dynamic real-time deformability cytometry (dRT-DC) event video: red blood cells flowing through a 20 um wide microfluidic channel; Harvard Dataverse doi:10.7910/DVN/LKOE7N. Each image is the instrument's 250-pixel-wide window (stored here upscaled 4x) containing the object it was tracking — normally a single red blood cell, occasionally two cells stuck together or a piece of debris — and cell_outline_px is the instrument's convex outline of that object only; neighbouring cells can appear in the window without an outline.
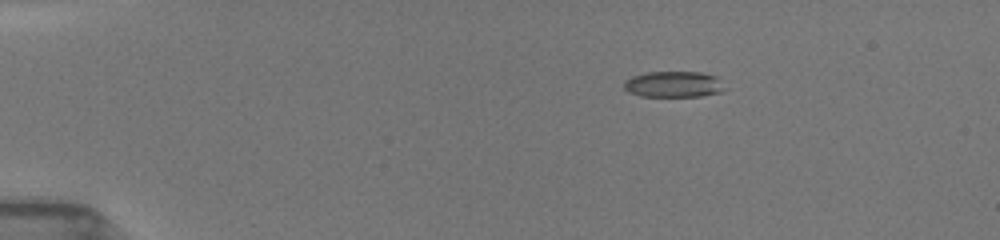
{"species": "common noctule bat (a hibernating species)", "species_latin": "Nyctalus noctula", "temperature_condition": "room temperature", "stored_images_in_passage": 36, "camera_frame_rate_fps": 3000, "um_per_image_px": 0.085, "animal": {"sex": "female", "body_mass_g": 19.5, "forearm_length_mm": 54.1}, "frame": {"image": 1, "passage_image": 7, "time_ms": 3.0, "image_size_px": [1000, 240], "cell_outline_px": [[724, 92], [700, 96], [640, 96], [628, 92], [624, 88], [624, 80], [632, 76], [648, 72], [700, 72], [716, 76], [724, 88]], "centroid_in_image_um": [57.24, 7.17], "position_along_channel_um": 27.8, "area_um2": 15.26}}
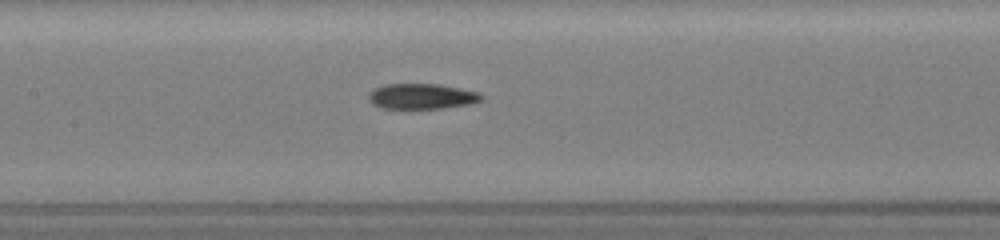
{"frame": {"image": 2, "passage_image": 18, "time_ms": 8.667, "image_size_px": [1000, 240], "cell_outline_px": [[484, 100], [472, 104], [444, 108], [408, 112], [380, 108], [372, 104], [368, 100], [368, 92], [372, 88], [384, 84], [436, 84], [460, 88], [476, 92], [484, 96]], "centroid_in_image_um": [35.77, 8.25], "position_along_channel_um": 171.6, "area_um2": 17.86}}
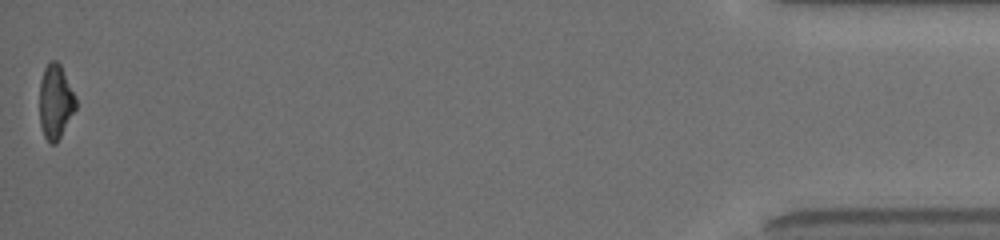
{"frame": {"image": 3, "passage_image": 36, "time_ms": 17.333, "image_size_px": [1000, 240], "cell_outline_px": [[76, 108], [56, 144], [52, 144], [44, 136], [40, 124], [40, 80], [44, 68], [52, 60], [56, 60], [60, 64], [76, 96]], "centroid_in_image_um": [4.72, 8.63], "position_along_channel_um": 430.5, "area_um2": 15.61}, "authors_computed_cell_mechanics": {"area_um2": 16.5886, "velocity_mm_per_s": 3.97, "shape_relaxation_time_tau1_ms": 4.0859, "shape_relaxation_time_tau2_ms": 2.2822, "deformation_change_tau1": 0.1529, "deformation_change_tau2": 0.0998}}